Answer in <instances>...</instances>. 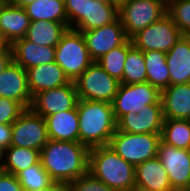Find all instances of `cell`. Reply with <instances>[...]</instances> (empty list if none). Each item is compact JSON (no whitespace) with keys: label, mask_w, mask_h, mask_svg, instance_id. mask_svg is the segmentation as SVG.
I'll list each match as a JSON object with an SVG mask.
<instances>
[{"label":"cell","mask_w":190,"mask_h":191,"mask_svg":"<svg viewBox=\"0 0 190 191\" xmlns=\"http://www.w3.org/2000/svg\"><path fill=\"white\" fill-rule=\"evenodd\" d=\"M89 150L80 142L48 140L40 161L53 182L67 185L88 173Z\"/></svg>","instance_id":"6da1fadb"},{"label":"cell","mask_w":190,"mask_h":191,"mask_svg":"<svg viewBox=\"0 0 190 191\" xmlns=\"http://www.w3.org/2000/svg\"><path fill=\"white\" fill-rule=\"evenodd\" d=\"M79 142L89 149L109 145L117 130L111 103L79 99Z\"/></svg>","instance_id":"7a4b0ae2"},{"label":"cell","mask_w":190,"mask_h":191,"mask_svg":"<svg viewBox=\"0 0 190 191\" xmlns=\"http://www.w3.org/2000/svg\"><path fill=\"white\" fill-rule=\"evenodd\" d=\"M88 172L115 191H131L135 187V166L109 145L89 150Z\"/></svg>","instance_id":"3957f363"},{"label":"cell","mask_w":190,"mask_h":191,"mask_svg":"<svg viewBox=\"0 0 190 191\" xmlns=\"http://www.w3.org/2000/svg\"><path fill=\"white\" fill-rule=\"evenodd\" d=\"M69 28L88 31L119 19V9L95 0H64Z\"/></svg>","instance_id":"277c9868"},{"label":"cell","mask_w":190,"mask_h":191,"mask_svg":"<svg viewBox=\"0 0 190 191\" xmlns=\"http://www.w3.org/2000/svg\"><path fill=\"white\" fill-rule=\"evenodd\" d=\"M55 62L73 82L94 62L80 31L68 28L62 35L55 47Z\"/></svg>","instance_id":"5b68a950"},{"label":"cell","mask_w":190,"mask_h":191,"mask_svg":"<svg viewBox=\"0 0 190 191\" xmlns=\"http://www.w3.org/2000/svg\"><path fill=\"white\" fill-rule=\"evenodd\" d=\"M161 134L127 133L116 130L109 146L125 161L134 166L157 156Z\"/></svg>","instance_id":"8992f818"},{"label":"cell","mask_w":190,"mask_h":191,"mask_svg":"<svg viewBox=\"0 0 190 191\" xmlns=\"http://www.w3.org/2000/svg\"><path fill=\"white\" fill-rule=\"evenodd\" d=\"M116 121L128 112L138 114L145 106L161 103V92L148 82L138 84L120 83L112 101Z\"/></svg>","instance_id":"52a82bcc"},{"label":"cell","mask_w":190,"mask_h":191,"mask_svg":"<svg viewBox=\"0 0 190 191\" xmlns=\"http://www.w3.org/2000/svg\"><path fill=\"white\" fill-rule=\"evenodd\" d=\"M180 29L166 14L160 20L133 35L132 45L143 52L161 51L167 53L182 37Z\"/></svg>","instance_id":"ba28073f"},{"label":"cell","mask_w":190,"mask_h":191,"mask_svg":"<svg viewBox=\"0 0 190 191\" xmlns=\"http://www.w3.org/2000/svg\"><path fill=\"white\" fill-rule=\"evenodd\" d=\"M120 82L93 62L76 80L79 99L112 103Z\"/></svg>","instance_id":"9c48e42d"},{"label":"cell","mask_w":190,"mask_h":191,"mask_svg":"<svg viewBox=\"0 0 190 191\" xmlns=\"http://www.w3.org/2000/svg\"><path fill=\"white\" fill-rule=\"evenodd\" d=\"M166 14L167 8L158 0H130L119 9V19L129 39Z\"/></svg>","instance_id":"30bf717a"},{"label":"cell","mask_w":190,"mask_h":191,"mask_svg":"<svg viewBox=\"0 0 190 191\" xmlns=\"http://www.w3.org/2000/svg\"><path fill=\"white\" fill-rule=\"evenodd\" d=\"M48 140L45 119L31 108L26 109L12 124L11 146L41 151Z\"/></svg>","instance_id":"8fae6325"},{"label":"cell","mask_w":190,"mask_h":191,"mask_svg":"<svg viewBox=\"0 0 190 191\" xmlns=\"http://www.w3.org/2000/svg\"><path fill=\"white\" fill-rule=\"evenodd\" d=\"M157 157L166 170L174 191L190 190V150L159 142Z\"/></svg>","instance_id":"7c38bea8"},{"label":"cell","mask_w":190,"mask_h":191,"mask_svg":"<svg viewBox=\"0 0 190 191\" xmlns=\"http://www.w3.org/2000/svg\"><path fill=\"white\" fill-rule=\"evenodd\" d=\"M79 96L75 82L37 93L31 104V109L43 118L77 107Z\"/></svg>","instance_id":"4fadbf2b"},{"label":"cell","mask_w":190,"mask_h":191,"mask_svg":"<svg viewBox=\"0 0 190 191\" xmlns=\"http://www.w3.org/2000/svg\"><path fill=\"white\" fill-rule=\"evenodd\" d=\"M80 32L94 62L129 39L120 19L102 27Z\"/></svg>","instance_id":"5bb4252c"},{"label":"cell","mask_w":190,"mask_h":191,"mask_svg":"<svg viewBox=\"0 0 190 191\" xmlns=\"http://www.w3.org/2000/svg\"><path fill=\"white\" fill-rule=\"evenodd\" d=\"M163 122L162 104H151L138 114L128 112L123 115L117 121V130L135 134H161Z\"/></svg>","instance_id":"9a60e30c"},{"label":"cell","mask_w":190,"mask_h":191,"mask_svg":"<svg viewBox=\"0 0 190 191\" xmlns=\"http://www.w3.org/2000/svg\"><path fill=\"white\" fill-rule=\"evenodd\" d=\"M0 97L15 100L26 109L31 107L33 98L28 87L27 71L13 60L0 75Z\"/></svg>","instance_id":"2e32d148"},{"label":"cell","mask_w":190,"mask_h":191,"mask_svg":"<svg viewBox=\"0 0 190 191\" xmlns=\"http://www.w3.org/2000/svg\"><path fill=\"white\" fill-rule=\"evenodd\" d=\"M26 71L32 98L41 91L62 87L71 82L55 61L28 68Z\"/></svg>","instance_id":"e0dca14e"},{"label":"cell","mask_w":190,"mask_h":191,"mask_svg":"<svg viewBox=\"0 0 190 191\" xmlns=\"http://www.w3.org/2000/svg\"><path fill=\"white\" fill-rule=\"evenodd\" d=\"M12 60L25 70L55 61V47L39 46L25 37L10 45Z\"/></svg>","instance_id":"ac0fdd59"},{"label":"cell","mask_w":190,"mask_h":191,"mask_svg":"<svg viewBox=\"0 0 190 191\" xmlns=\"http://www.w3.org/2000/svg\"><path fill=\"white\" fill-rule=\"evenodd\" d=\"M135 187L147 191H174L157 156L135 166Z\"/></svg>","instance_id":"d6986e66"},{"label":"cell","mask_w":190,"mask_h":191,"mask_svg":"<svg viewBox=\"0 0 190 191\" xmlns=\"http://www.w3.org/2000/svg\"><path fill=\"white\" fill-rule=\"evenodd\" d=\"M170 85L190 83V36L183 35L166 53Z\"/></svg>","instance_id":"ffe728a7"},{"label":"cell","mask_w":190,"mask_h":191,"mask_svg":"<svg viewBox=\"0 0 190 191\" xmlns=\"http://www.w3.org/2000/svg\"><path fill=\"white\" fill-rule=\"evenodd\" d=\"M164 119L187 120L190 117V83L170 85L161 91Z\"/></svg>","instance_id":"44dd1931"},{"label":"cell","mask_w":190,"mask_h":191,"mask_svg":"<svg viewBox=\"0 0 190 191\" xmlns=\"http://www.w3.org/2000/svg\"><path fill=\"white\" fill-rule=\"evenodd\" d=\"M30 23L24 8L8 2L0 12V35L10 46L15 40L26 36Z\"/></svg>","instance_id":"7402d4cb"},{"label":"cell","mask_w":190,"mask_h":191,"mask_svg":"<svg viewBox=\"0 0 190 191\" xmlns=\"http://www.w3.org/2000/svg\"><path fill=\"white\" fill-rule=\"evenodd\" d=\"M49 140L79 142L77 107L44 118Z\"/></svg>","instance_id":"603a6c76"},{"label":"cell","mask_w":190,"mask_h":191,"mask_svg":"<svg viewBox=\"0 0 190 191\" xmlns=\"http://www.w3.org/2000/svg\"><path fill=\"white\" fill-rule=\"evenodd\" d=\"M68 28V23L38 20L30 23L25 38L39 46L56 47Z\"/></svg>","instance_id":"cb8c5ba5"},{"label":"cell","mask_w":190,"mask_h":191,"mask_svg":"<svg viewBox=\"0 0 190 191\" xmlns=\"http://www.w3.org/2000/svg\"><path fill=\"white\" fill-rule=\"evenodd\" d=\"M31 22L45 20L68 23L64 0H35L24 7Z\"/></svg>","instance_id":"d4e9b609"},{"label":"cell","mask_w":190,"mask_h":191,"mask_svg":"<svg viewBox=\"0 0 190 191\" xmlns=\"http://www.w3.org/2000/svg\"><path fill=\"white\" fill-rule=\"evenodd\" d=\"M143 53L147 70V82L160 92L168 88L170 86V74L166 63V53L161 51H146Z\"/></svg>","instance_id":"484cf974"},{"label":"cell","mask_w":190,"mask_h":191,"mask_svg":"<svg viewBox=\"0 0 190 191\" xmlns=\"http://www.w3.org/2000/svg\"><path fill=\"white\" fill-rule=\"evenodd\" d=\"M40 160V151L10 146L5 150L4 168L6 173L18 175L22 170L31 167Z\"/></svg>","instance_id":"4316f807"},{"label":"cell","mask_w":190,"mask_h":191,"mask_svg":"<svg viewBox=\"0 0 190 191\" xmlns=\"http://www.w3.org/2000/svg\"><path fill=\"white\" fill-rule=\"evenodd\" d=\"M161 141L178 149L190 150V123L188 120L164 119Z\"/></svg>","instance_id":"83f0119b"},{"label":"cell","mask_w":190,"mask_h":191,"mask_svg":"<svg viewBox=\"0 0 190 191\" xmlns=\"http://www.w3.org/2000/svg\"><path fill=\"white\" fill-rule=\"evenodd\" d=\"M144 53L132 45L128 39V54L122 75L123 84H138L147 82Z\"/></svg>","instance_id":"f1b7e54d"},{"label":"cell","mask_w":190,"mask_h":191,"mask_svg":"<svg viewBox=\"0 0 190 191\" xmlns=\"http://www.w3.org/2000/svg\"><path fill=\"white\" fill-rule=\"evenodd\" d=\"M128 54V40L121 46L116 47L96 61L103 70L120 83L124 71V64Z\"/></svg>","instance_id":"f546056e"},{"label":"cell","mask_w":190,"mask_h":191,"mask_svg":"<svg viewBox=\"0 0 190 191\" xmlns=\"http://www.w3.org/2000/svg\"><path fill=\"white\" fill-rule=\"evenodd\" d=\"M24 191H35L50 185L53 181L43 168L41 161L22 170L17 175Z\"/></svg>","instance_id":"4dcf8cb0"},{"label":"cell","mask_w":190,"mask_h":191,"mask_svg":"<svg viewBox=\"0 0 190 191\" xmlns=\"http://www.w3.org/2000/svg\"><path fill=\"white\" fill-rule=\"evenodd\" d=\"M167 14L180 29L182 35L190 36V0H175L167 8Z\"/></svg>","instance_id":"1f68e13d"},{"label":"cell","mask_w":190,"mask_h":191,"mask_svg":"<svg viewBox=\"0 0 190 191\" xmlns=\"http://www.w3.org/2000/svg\"><path fill=\"white\" fill-rule=\"evenodd\" d=\"M67 191H115L105 183L93 177L89 172L68 183Z\"/></svg>","instance_id":"d6a6232c"},{"label":"cell","mask_w":190,"mask_h":191,"mask_svg":"<svg viewBox=\"0 0 190 191\" xmlns=\"http://www.w3.org/2000/svg\"><path fill=\"white\" fill-rule=\"evenodd\" d=\"M25 110L21 103L0 97V123L13 124Z\"/></svg>","instance_id":"836d02e7"},{"label":"cell","mask_w":190,"mask_h":191,"mask_svg":"<svg viewBox=\"0 0 190 191\" xmlns=\"http://www.w3.org/2000/svg\"><path fill=\"white\" fill-rule=\"evenodd\" d=\"M0 191H24L16 175L5 173L0 179Z\"/></svg>","instance_id":"e575fe53"},{"label":"cell","mask_w":190,"mask_h":191,"mask_svg":"<svg viewBox=\"0 0 190 191\" xmlns=\"http://www.w3.org/2000/svg\"><path fill=\"white\" fill-rule=\"evenodd\" d=\"M12 124L0 123V148L4 151L11 146Z\"/></svg>","instance_id":"d590c367"},{"label":"cell","mask_w":190,"mask_h":191,"mask_svg":"<svg viewBox=\"0 0 190 191\" xmlns=\"http://www.w3.org/2000/svg\"><path fill=\"white\" fill-rule=\"evenodd\" d=\"M12 61V51L10 46L0 55V75Z\"/></svg>","instance_id":"8d00e7d4"},{"label":"cell","mask_w":190,"mask_h":191,"mask_svg":"<svg viewBox=\"0 0 190 191\" xmlns=\"http://www.w3.org/2000/svg\"><path fill=\"white\" fill-rule=\"evenodd\" d=\"M35 191H67V186L63 183L52 182L47 187Z\"/></svg>","instance_id":"74e56055"},{"label":"cell","mask_w":190,"mask_h":191,"mask_svg":"<svg viewBox=\"0 0 190 191\" xmlns=\"http://www.w3.org/2000/svg\"><path fill=\"white\" fill-rule=\"evenodd\" d=\"M35 0H10L9 3L17 6V7H22L24 8L25 6L31 4L32 2H34ZM37 1V0H36Z\"/></svg>","instance_id":"f35d334b"},{"label":"cell","mask_w":190,"mask_h":191,"mask_svg":"<svg viewBox=\"0 0 190 191\" xmlns=\"http://www.w3.org/2000/svg\"><path fill=\"white\" fill-rule=\"evenodd\" d=\"M130 0H112V5L120 9L123 5L127 4Z\"/></svg>","instance_id":"ab89813d"},{"label":"cell","mask_w":190,"mask_h":191,"mask_svg":"<svg viewBox=\"0 0 190 191\" xmlns=\"http://www.w3.org/2000/svg\"><path fill=\"white\" fill-rule=\"evenodd\" d=\"M162 3L166 8H168L175 0H158Z\"/></svg>","instance_id":"60d3db41"},{"label":"cell","mask_w":190,"mask_h":191,"mask_svg":"<svg viewBox=\"0 0 190 191\" xmlns=\"http://www.w3.org/2000/svg\"><path fill=\"white\" fill-rule=\"evenodd\" d=\"M9 47L6 42H0V55Z\"/></svg>","instance_id":"b9f144b4"},{"label":"cell","mask_w":190,"mask_h":191,"mask_svg":"<svg viewBox=\"0 0 190 191\" xmlns=\"http://www.w3.org/2000/svg\"><path fill=\"white\" fill-rule=\"evenodd\" d=\"M4 155H5V151L0 148V166H4Z\"/></svg>","instance_id":"7bdbcfd3"},{"label":"cell","mask_w":190,"mask_h":191,"mask_svg":"<svg viewBox=\"0 0 190 191\" xmlns=\"http://www.w3.org/2000/svg\"><path fill=\"white\" fill-rule=\"evenodd\" d=\"M95 1L102 3L104 5H112V0H95Z\"/></svg>","instance_id":"ee69618b"},{"label":"cell","mask_w":190,"mask_h":191,"mask_svg":"<svg viewBox=\"0 0 190 191\" xmlns=\"http://www.w3.org/2000/svg\"><path fill=\"white\" fill-rule=\"evenodd\" d=\"M8 2L9 1L7 0H0V12L2 11V9L6 6Z\"/></svg>","instance_id":"f6af8a7d"},{"label":"cell","mask_w":190,"mask_h":191,"mask_svg":"<svg viewBox=\"0 0 190 191\" xmlns=\"http://www.w3.org/2000/svg\"><path fill=\"white\" fill-rule=\"evenodd\" d=\"M6 173L4 166H0V179Z\"/></svg>","instance_id":"bcb514c9"},{"label":"cell","mask_w":190,"mask_h":191,"mask_svg":"<svg viewBox=\"0 0 190 191\" xmlns=\"http://www.w3.org/2000/svg\"><path fill=\"white\" fill-rule=\"evenodd\" d=\"M131 191H147V190H144V189H141V188H136V187H134Z\"/></svg>","instance_id":"7dc6e473"},{"label":"cell","mask_w":190,"mask_h":191,"mask_svg":"<svg viewBox=\"0 0 190 191\" xmlns=\"http://www.w3.org/2000/svg\"><path fill=\"white\" fill-rule=\"evenodd\" d=\"M0 42H5V40L2 38L1 35H0Z\"/></svg>","instance_id":"c3c4849f"}]
</instances>
